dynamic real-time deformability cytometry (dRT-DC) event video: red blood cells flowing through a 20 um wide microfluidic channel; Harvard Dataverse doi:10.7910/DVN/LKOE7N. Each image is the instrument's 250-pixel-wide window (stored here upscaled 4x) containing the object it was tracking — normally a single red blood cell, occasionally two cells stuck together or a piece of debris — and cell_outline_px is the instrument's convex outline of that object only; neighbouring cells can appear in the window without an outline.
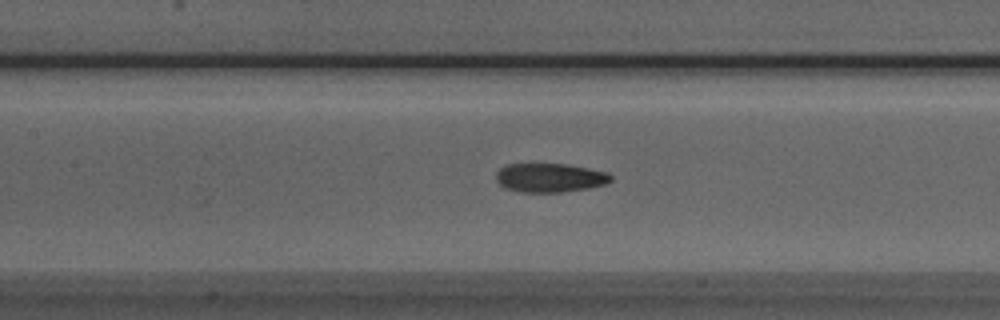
{"species": "Egyptian fruit bat (a non-hibernating species)", "species_latin": "Rousettus aegyptiacus", "temperature_condition": "room temperature", "stored_images_in_passage": 42, "camera_frame_rate_fps": 3000, "um_per_image_px": 0.085, "animal": {"sex": "male"}, "frame": {"image": 1, "passage_image": 23, "time_ms": 7.333, "image_size_px": [1000, 320], "cell_outline_px": [[612, 180], [608, 184], [588, 188], [560, 192], [520, 192], [504, 188], [496, 180], [496, 172], [500, 168], [508, 164], [568, 164], [608, 172], [612, 176]], "centroid_in_image_um": [46.75, 15.11], "position_along_channel_um": 160.6, "area_um2": 19.48}}
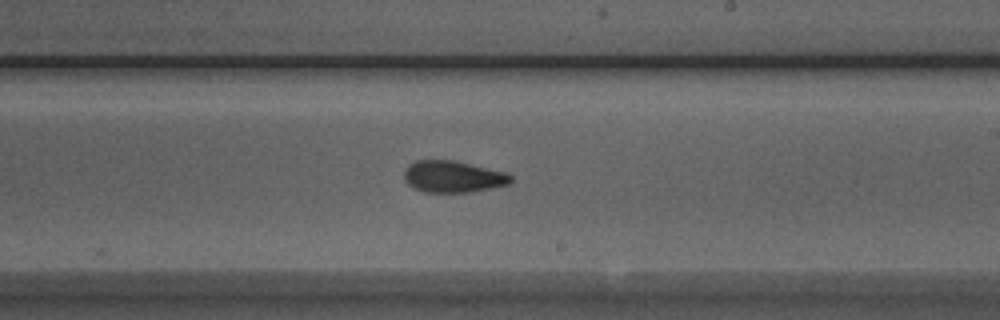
{"frame": {"image": 2, "passage_image": 30, "time_ms": 9.667, "image_size_px": [1000, 320], "cell_outline_px": [[512, 180], [508, 184], [492, 188], [472, 192], [424, 192], [408, 184], [404, 180], [404, 168], [408, 164], [416, 160], [452, 160], [508, 172], [512, 176]], "centroid_in_image_um": [38.5, 15.01], "position_along_channel_um": 250.5, "area_um2": 19.83}}
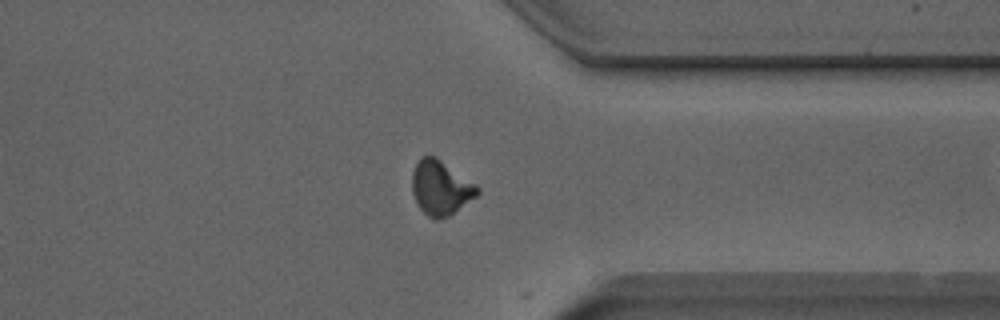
{"frame": {"image": 3, "passage_image": 40, "time_ms": 13.0, "image_size_px": [1000, 320], "cell_outline_px": [[480, 192], [476, 196], [448, 216], [436, 220], [432, 220], [416, 204], [412, 192], [412, 172], [420, 156], [436, 156], [476, 184], [480, 188]], "centroid_in_image_um": [37.44, 15.96], "position_along_channel_um": 374.0, "area_um2": 20.75}}